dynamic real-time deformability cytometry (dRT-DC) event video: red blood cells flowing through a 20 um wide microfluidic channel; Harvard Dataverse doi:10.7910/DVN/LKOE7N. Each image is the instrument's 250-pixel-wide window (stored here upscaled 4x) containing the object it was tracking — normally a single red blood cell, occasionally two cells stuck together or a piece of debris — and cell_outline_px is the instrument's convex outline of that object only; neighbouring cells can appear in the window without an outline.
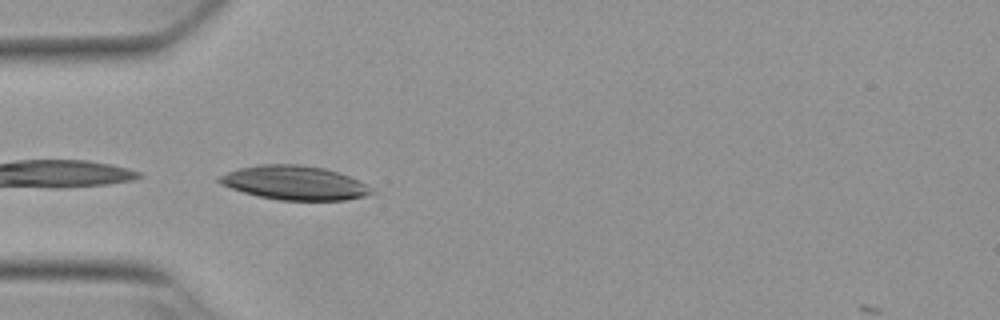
{"species": "Egyptian fruit bat (a non-hibernating species)", "species_latin": "Rousettus aegyptiacus", "temperature_condition": "warm", "stored_images_in_passage": 6, "camera_frame_rate_fps": 3000, "um_per_image_px": 0.085, "animal": {"sex": "female"}, "frame": {"image": 1, "passage_image": 1, "time_ms": 0.0, "image_size_px": [1000, 320], "cell_outline_px": [[376, 192], [364, 196], [344, 200], [280, 200], [260, 196], [244, 192], [220, 184], [216, 180], [220, 176], [228, 172], [240, 168], [260, 164], [296, 164], [324, 168], [348, 176], [372, 188]], "centroid_in_image_um": [25.02, 15.54], "position_along_channel_um": 60.0, "area_um2": 29.77}}